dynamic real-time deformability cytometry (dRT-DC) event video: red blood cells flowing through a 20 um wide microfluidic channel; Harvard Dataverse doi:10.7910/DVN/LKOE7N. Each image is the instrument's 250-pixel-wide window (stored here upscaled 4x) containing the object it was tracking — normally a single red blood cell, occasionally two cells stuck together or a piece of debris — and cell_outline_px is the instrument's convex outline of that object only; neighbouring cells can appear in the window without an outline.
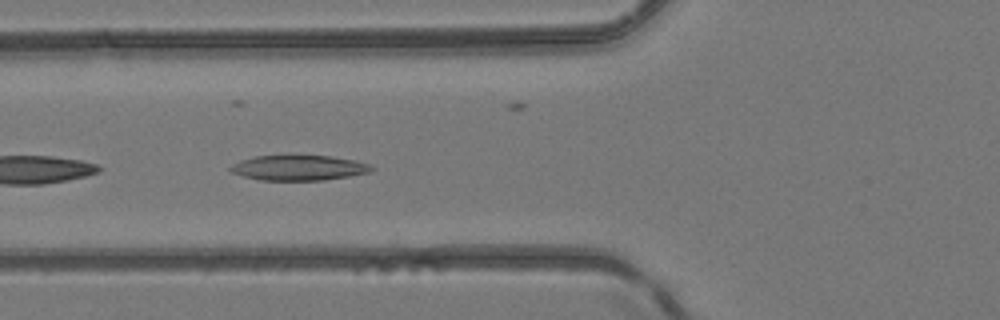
{"species": "common noctule bat (a hibernating species)", "species_latin": "Nyctalus noctula", "temperature_condition": "room temperature", "stored_images_in_passage": 6, "camera_frame_rate_fps": 3000, "um_per_image_px": 0.085, "animal": {"sex": "female", "body_mass_g": 24.6, "forearm_length_mm": 56.2}, "frame": {"image": 1, "passage_image": 4, "time_ms": 3.333, "image_size_px": [1000, 320], "cell_outline_px": [[376, 168], [368, 172], [348, 176], [324, 180], [260, 180], [244, 176], [232, 172], [228, 168], [232, 164], [240, 160], [256, 156], [332, 156], [356, 160], [368, 164]], "centroid_in_image_um": [25.39, 14.26], "position_along_channel_um": 100.4, "area_um2": 20.52}}
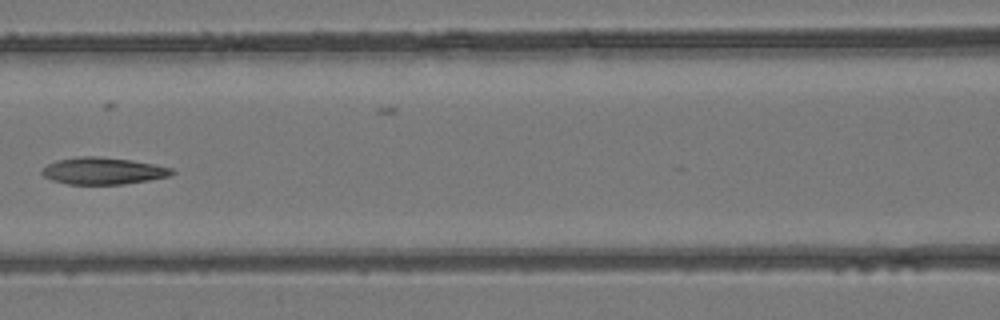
{"frame": {"image": 2, "passage_image": 5, "time_ms": 4.667, "image_size_px": [1000, 320], "cell_outline_px": [[176, 172], [168, 176], [148, 180], [124, 184], [68, 184], [52, 180], [44, 176], [40, 172], [48, 164], [56, 160], [80, 156], [100, 156], [132, 160], [172, 168]], "centroid_in_image_um": [8.75, 14.52], "position_along_channel_um": 157.9, "area_um2": 20.29}}
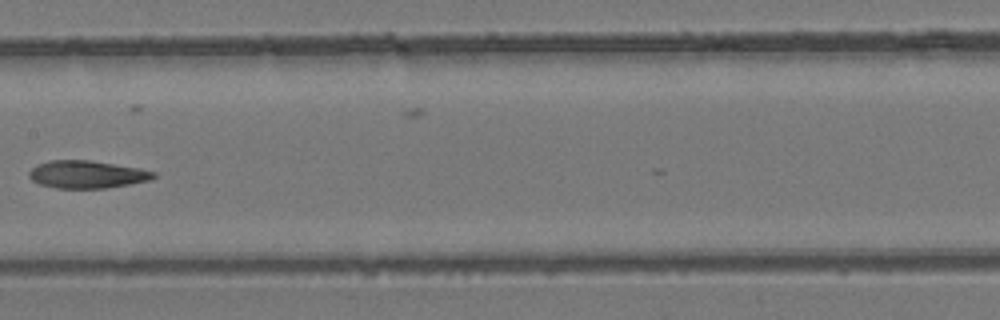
{"frame": {"image": 3, "passage_image": 6, "time_ms": 5.667, "image_size_px": [1000, 320], "cell_outline_px": [[156, 176], [152, 180], [108, 188], [56, 188], [40, 184], [32, 180], [28, 176], [28, 172], [36, 164], [48, 160], [88, 160], [140, 168], [156, 172]], "centroid_in_image_um": [7.39, 14.82], "position_along_channel_um": 200.0, "area_um2": 20.17}}